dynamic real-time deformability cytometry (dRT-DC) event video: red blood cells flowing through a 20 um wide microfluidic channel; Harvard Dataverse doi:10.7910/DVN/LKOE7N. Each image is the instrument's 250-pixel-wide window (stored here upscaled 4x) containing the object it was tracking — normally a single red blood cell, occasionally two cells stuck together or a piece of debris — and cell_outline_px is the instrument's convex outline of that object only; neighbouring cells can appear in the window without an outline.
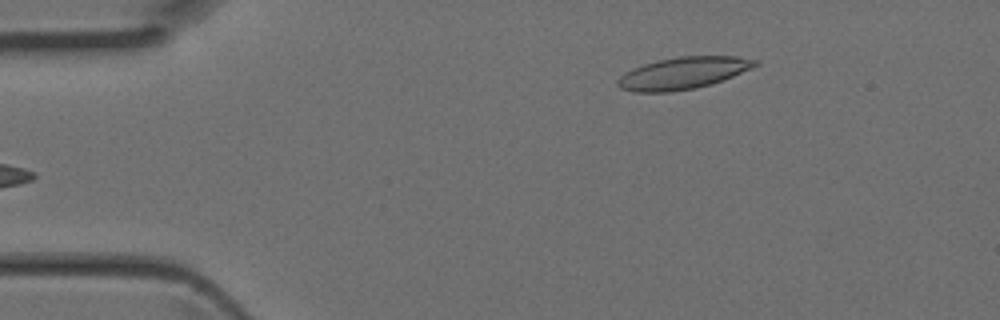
{"species": "Egyptian fruit bat (a non-hibernating species)", "species_latin": "Rousettus aegyptiacus", "temperature_condition": "room temperature", "stored_images_in_passage": 4, "camera_frame_rate_fps": 3000, "um_per_image_px": 0.085, "animal": {"sex": "female"}, "frame": {"image": 1, "passage_image": 4, "time_ms": 1.0, "image_size_px": [1000, 320], "cell_outline_px": [[760, 64], [752, 68], [712, 84], [696, 88], [668, 92], [636, 92], [620, 88], [616, 84], [616, 80], [620, 76], [632, 68], [644, 64], [660, 60], [680, 56], [736, 56], [760, 60]], "centroid_in_image_um": [58.08, 6.21], "position_along_channel_um": 26.9, "area_um2": 25.61}}